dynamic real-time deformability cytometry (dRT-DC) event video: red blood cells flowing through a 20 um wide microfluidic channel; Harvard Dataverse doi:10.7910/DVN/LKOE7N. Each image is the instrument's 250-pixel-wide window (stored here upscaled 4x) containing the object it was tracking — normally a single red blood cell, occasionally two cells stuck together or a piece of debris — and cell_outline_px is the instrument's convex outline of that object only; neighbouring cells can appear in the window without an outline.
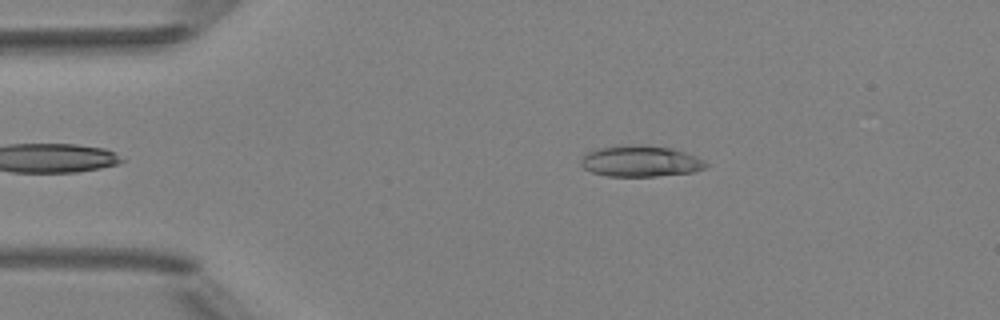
{"species": "Egyptian fruit bat (a non-hibernating species)", "species_latin": "Rousettus aegyptiacus", "temperature_condition": "room temperature", "stored_images_in_passage": 6, "camera_frame_rate_fps": 3000, "um_per_image_px": 0.085, "animal": {"sex": "female"}, "frame": {"image": 1, "passage_image": 6, "time_ms": 5.667, "image_size_px": [1000, 320], "cell_outline_px": [[708, 164], [704, 168], [692, 172], [656, 176], [608, 176], [592, 172], [584, 168], [580, 164], [580, 160], [588, 152], [596, 148], [616, 144], [644, 144], [672, 148], [696, 156], [704, 160]], "centroid_in_image_um": [54.41, 13.67], "position_along_channel_um": 30.6, "area_um2": 22.95}}